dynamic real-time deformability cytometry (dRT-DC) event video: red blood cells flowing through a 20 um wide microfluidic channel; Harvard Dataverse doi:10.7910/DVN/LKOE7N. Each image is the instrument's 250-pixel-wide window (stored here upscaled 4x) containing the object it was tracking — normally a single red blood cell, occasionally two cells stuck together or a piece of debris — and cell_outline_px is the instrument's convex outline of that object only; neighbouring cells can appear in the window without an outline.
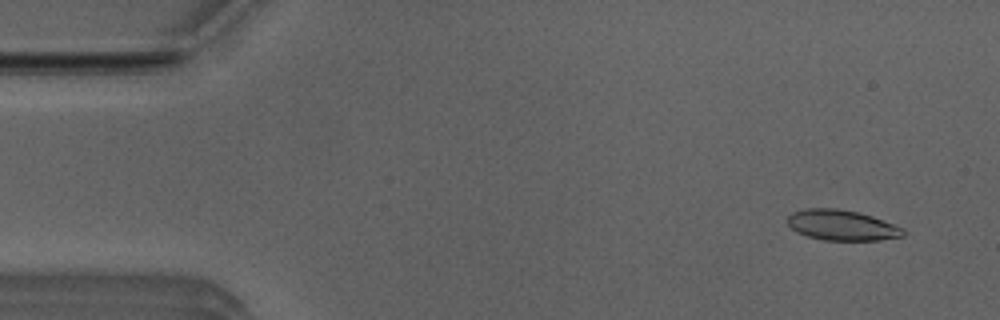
{"species": "Egyptian fruit bat (a non-hibernating species)", "species_latin": "Rousettus aegyptiacus", "temperature_condition": "room temperature", "stored_images_in_passage": 52, "camera_frame_rate_fps": 3000, "um_per_image_px": 0.085, "animal": {"sex": "male"}, "frame": {"image": 1, "passage_image": 4, "time_ms": 1.0, "image_size_px": [1000, 320], "cell_outline_px": [[904, 236], [880, 240], [824, 240], [808, 236], [796, 232], [788, 224], [788, 216], [792, 212], [804, 208], [836, 208], [860, 212], [872, 216], [904, 228]], "centroid_in_image_um": [71.55, 19.13], "position_along_channel_um": 13.4, "area_um2": 20.58}}
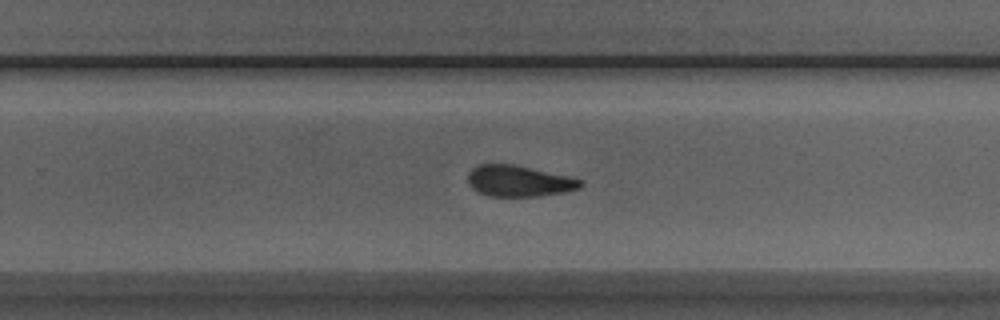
{"frame": {"image": 2, "passage_image": 33, "time_ms": 10.667, "image_size_px": [1000, 320], "cell_outline_px": [[584, 184], [580, 188], [564, 192], [536, 196], [488, 196], [472, 188], [468, 180], [468, 172], [476, 164], [512, 164], [568, 176], [580, 180]], "centroid_in_image_um": [44.08, 15.38], "position_along_channel_um": 285.7, "area_um2": 20.23}}
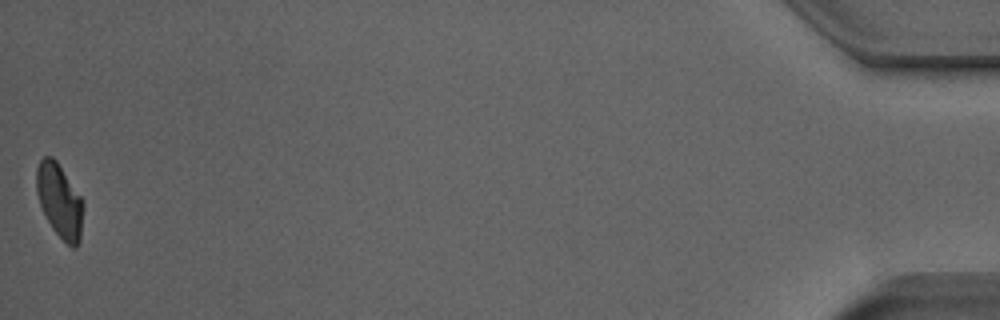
{"frame": {"image": 3, "passage_image": 52, "time_ms": 17.0, "image_size_px": [1000, 320], "cell_outline_px": [[84, 208], [80, 240], [76, 248], [72, 248], [52, 228], [40, 204], [36, 192], [36, 168], [40, 160], [44, 156], [52, 156], [56, 160], [84, 200]], "centroid_in_image_um": [5.08, 17.05], "position_along_channel_um": 430.1, "area_um2": 20.23}, "authors_computed_cell_mechanics": {"area_um2": 21.097, "velocity_mm_per_s": 3.9356, "shape_relaxation_time_tau1_ms": 5.0238, "shape_relaxation_time_tau2_ms": 2.9222, "deformation_change_tau1": 0.1369, "deformation_change_tau2": 0.1056}}